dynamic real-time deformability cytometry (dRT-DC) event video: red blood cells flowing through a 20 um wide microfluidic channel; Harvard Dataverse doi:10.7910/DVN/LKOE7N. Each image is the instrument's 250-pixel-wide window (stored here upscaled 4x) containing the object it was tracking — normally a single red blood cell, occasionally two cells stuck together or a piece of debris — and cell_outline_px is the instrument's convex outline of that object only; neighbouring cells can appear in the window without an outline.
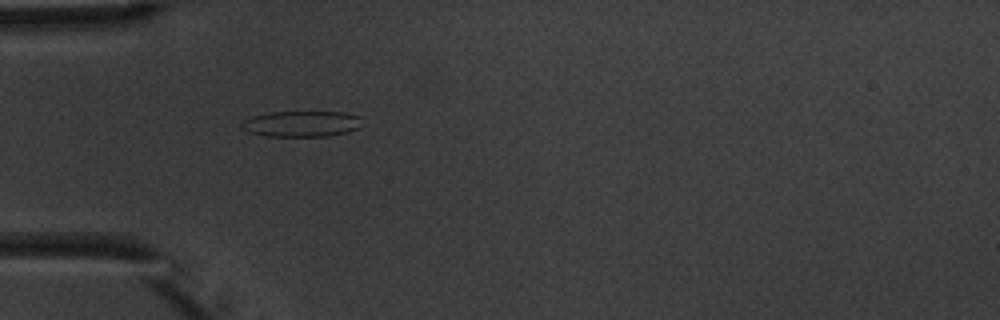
{"species": "common noctule bat (a hibernating species)", "species_latin": "Nyctalus noctula", "temperature_condition": "warm", "stored_images_in_passage": 5, "camera_frame_rate_fps": 3000, "um_per_image_px": 0.085, "animal": {"sex": "male", "body_mass_g": 20.1, "forearm_length_mm": 53.5}, "frame": {"image": 1, "passage_image": 5, "time_ms": 4.333, "image_size_px": [1000, 320], "cell_outline_px": [[360, 128], [348, 132], [328, 136], [264, 136], [248, 132], [240, 128], [240, 124], [244, 120], [252, 116], [268, 112], [344, 112], [360, 116]], "centroid_in_image_um": [25.6, 10.52], "position_along_channel_um": 59.4, "area_um2": 18.32}}